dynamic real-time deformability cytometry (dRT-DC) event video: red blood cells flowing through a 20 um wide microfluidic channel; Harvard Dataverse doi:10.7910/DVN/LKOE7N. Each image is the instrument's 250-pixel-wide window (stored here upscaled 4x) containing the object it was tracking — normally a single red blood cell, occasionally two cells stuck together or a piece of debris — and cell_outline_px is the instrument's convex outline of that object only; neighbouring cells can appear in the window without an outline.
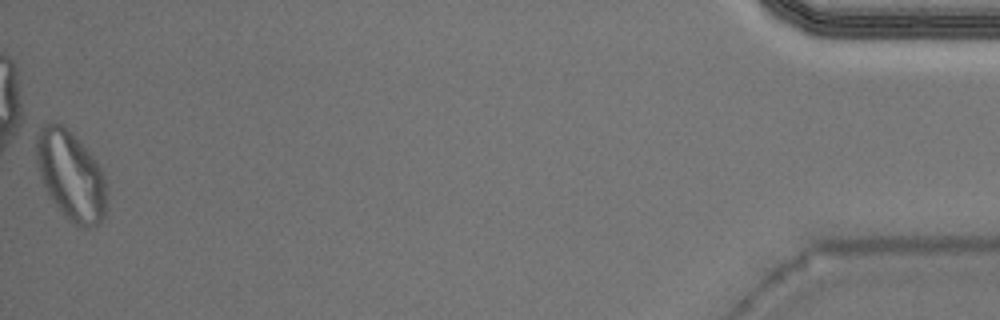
{"species": "Egyptian fruit bat (a non-hibernating species)", "species_latin": "Rousettus aegyptiacus", "temperature_condition": "warm", "stored_images_in_passage": 50, "camera_frame_rate_fps": 3000, "um_per_image_px": 0.085, "animal": {"sex": "male"}, "frame": {"image": 1, "passage_image": 50, "time_ms": 16.333, "image_size_px": [1000, 320], "cell_outline_px": [[104, 216], [96, 224], [84, 228], [76, 228], [64, 216], [52, 200], [40, 176], [36, 160], [36, 132], [40, 128], [48, 124], [64, 124], [80, 140], [104, 168]], "centroid_in_image_um": [6.01, 14.89], "position_along_channel_um": 429.2, "area_um2": 36.59}, "authors_computed_cell_mechanics": {"area_um2": 21.0392, "velocity_mm_per_s": 3.9855, "shape_relaxation_time_tau1_ms": null, "shape_relaxation_time_tau2_ms": 4.394, "deformation_change_tau1": null, "deformation_change_tau2": 0.1336}}